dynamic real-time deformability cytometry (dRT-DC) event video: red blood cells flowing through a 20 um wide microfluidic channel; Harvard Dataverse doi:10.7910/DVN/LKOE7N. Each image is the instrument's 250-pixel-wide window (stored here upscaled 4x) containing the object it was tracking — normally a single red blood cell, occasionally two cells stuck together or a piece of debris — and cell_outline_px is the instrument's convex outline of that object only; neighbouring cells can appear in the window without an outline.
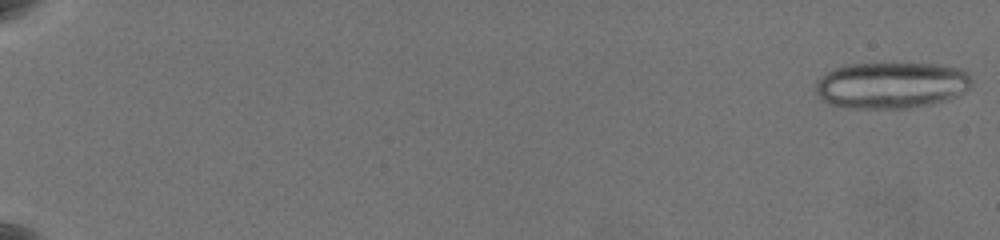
{"species": "common noctule bat (a hibernating species)", "species_latin": "Nyctalus noctula", "temperature_condition": "warm", "stored_images_in_passage": 28, "camera_frame_rate_fps": 3000, "um_per_image_px": 0.085, "animal": {"sex": "female", "body_mass_g": 19.5, "forearm_length_mm": 54.1}, "frame": {"image": 1, "passage_image": 1, "time_ms": 0.0, "image_size_px": [1000, 240], "cell_outline_px": [[972, 84], [964, 92], [948, 100], [908, 108], [832, 108], [816, 92], [816, 84], [828, 72], [836, 68], [848, 64], [940, 64], [960, 68], [972, 80]], "centroid_in_image_um": [75.76, 7.26], "position_along_channel_um": 9.2, "area_um2": 42.08}}